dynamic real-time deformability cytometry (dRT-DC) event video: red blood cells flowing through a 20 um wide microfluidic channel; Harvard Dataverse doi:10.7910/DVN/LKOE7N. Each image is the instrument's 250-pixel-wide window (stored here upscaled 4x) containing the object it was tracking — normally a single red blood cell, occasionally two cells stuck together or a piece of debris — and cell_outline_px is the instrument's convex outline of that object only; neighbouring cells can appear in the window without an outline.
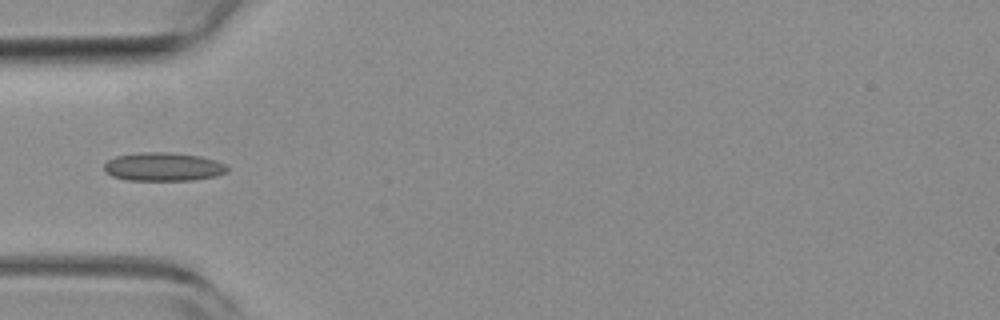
{"species": "common noctule bat (a hibernating species)", "species_latin": "Nyctalus noctula", "temperature_condition": "room temperature", "stored_images_in_passage": 10, "camera_frame_rate_fps": 3000, "um_per_image_px": 0.085, "animal": {"sex": "female", "body_mass_g": 19.3, "forearm_length_mm": 54.1}, "frame": {"image": 1, "passage_image": 1, "time_ms": 0.0, "image_size_px": [1000, 320], "cell_outline_px": [[228, 172], [216, 176], [192, 180], [128, 180], [112, 176], [104, 172], [104, 164], [108, 160], [116, 156], [140, 152], [168, 152], [200, 156], [216, 160], [224, 164], [228, 168]], "centroid_in_image_um": [13.87, 14.17], "position_along_channel_um": 71.1, "area_um2": 20.52}}